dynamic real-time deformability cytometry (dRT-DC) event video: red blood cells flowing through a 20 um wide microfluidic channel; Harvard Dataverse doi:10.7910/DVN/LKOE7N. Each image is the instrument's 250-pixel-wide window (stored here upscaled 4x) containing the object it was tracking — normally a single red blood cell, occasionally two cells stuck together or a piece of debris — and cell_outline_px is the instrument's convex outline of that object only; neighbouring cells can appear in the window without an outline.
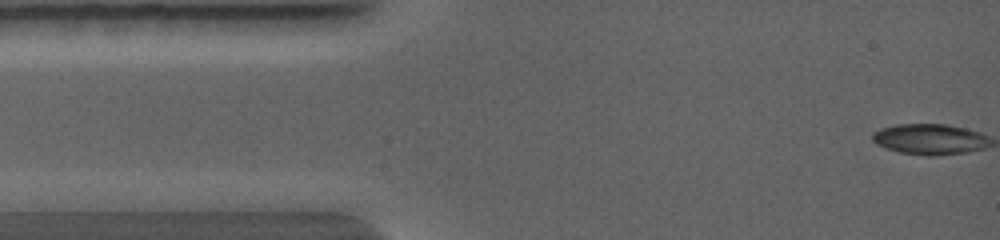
{"species": "common noctule bat (a hibernating species)", "species_latin": "Nyctalus noctula", "temperature_condition": "warm", "stored_images_in_passage": 76, "camera_frame_rate_fps": 5000, "um_per_image_px": 0.085, "animal": {"sex": "female", "body_mass_g": 19.0, "forearm_length_mm": 56.7}, "frame": {"image": 1, "passage_image": 1, "time_ms": 0.0, "image_size_px": [1000, 240], "cell_outline_px": [[984, 136], [964, 148], [952, 152], [908, 152], [892, 148], [876, 140], [872, 136], [880, 128], [896, 124], [944, 124], [964, 128], [976, 132]], "centroid_in_image_um": [78.73, 11.7], "position_along_channel_um": 6.3, "area_um2": 17.4}}
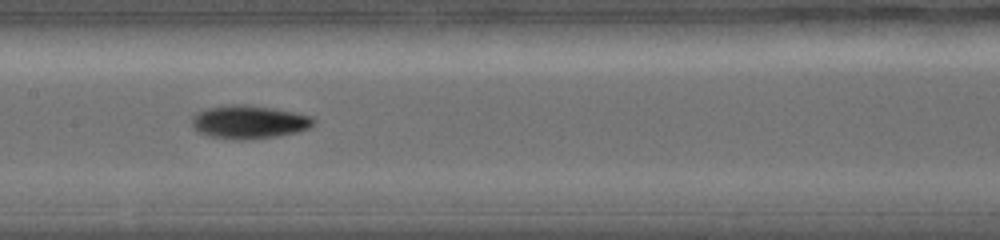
{"frame": {"image": 2, "passage_image": 31, "time_ms": 4.8, "image_size_px": [1000, 240], "cell_outline_px": [[312, 124], [308, 128], [276, 136], [212, 136], [196, 128], [192, 124], [192, 120], [200, 112], [208, 108], [228, 104], [248, 104], [272, 108], [292, 112], [308, 116], [312, 120]], "centroid_in_image_um": [21.17, 10.29], "position_along_channel_um": 186.2, "area_um2": 21.68}}
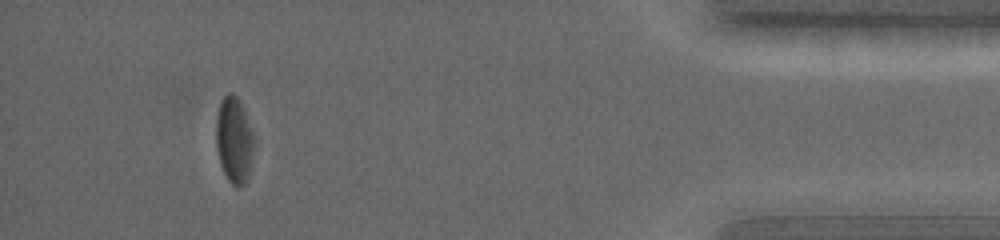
{"frame": {"image": 3, "passage_image": 65, "time_ms": 10.0, "image_size_px": [1000, 240], "cell_outline_px": [[248, 144], [240, 184], [236, 184], [228, 176], [224, 168], [220, 156], [216, 136], [216, 124], [220, 104], [224, 96], [228, 92], [236, 96], [240, 104], [248, 132]], "centroid_in_image_um": [19.72, 11.64], "position_along_channel_um": 415.5, "area_um2": 15.03}}